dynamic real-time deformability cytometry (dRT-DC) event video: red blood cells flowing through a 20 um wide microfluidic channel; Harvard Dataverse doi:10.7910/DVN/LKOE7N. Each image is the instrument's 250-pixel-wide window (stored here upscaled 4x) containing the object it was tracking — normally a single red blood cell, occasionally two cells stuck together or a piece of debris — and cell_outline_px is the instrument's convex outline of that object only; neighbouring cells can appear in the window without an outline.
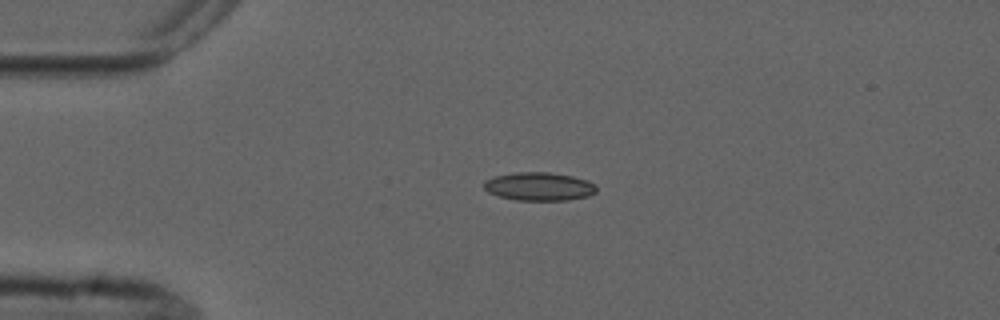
{"species": "common noctule bat (a hibernating species)", "species_latin": "Nyctalus noctula", "temperature_condition": "cold", "stored_images_in_passage": 3, "camera_frame_rate_fps": 3000, "um_per_image_px": 0.085, "animal": {"sex": "male", "forearm_length_mm": 52.5}, "frame": {"image": 1, "passage_image": 1, "time_ms": 0.0, "image_size_px": [1000, 320], "cell_outline_px": [[596, 192], [588, 196], [568, 200], [516, 200], [500, 196], [488, 192], [484, 188], [484, 180], [496, 176], [516, 172], [548, 172], [572, 176], [588, 180], [596, 188]], "centroid_in_image_um": [45.82, 15.85], "position_along_channel_um": 39.2, "area_um2": 18.44}}
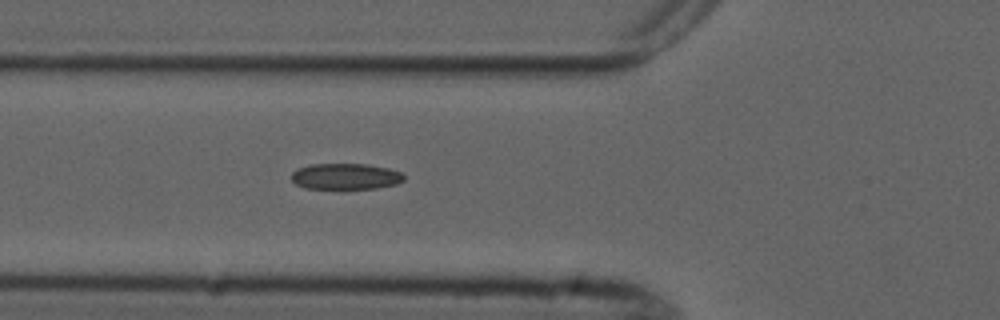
{"frame": {"image": 2, "passage_image": 3, "time_ms": 2.333, "image_size_px": [1000, 320], "cell_outline_px": [[404, 180], [396, 184], [376, 188], [304, 188], [296, 184], [292, 180], [292, 172], [296, 168], [312, 164], [368, 164], [388, 168], [400, 172], [404, 176]], "centroid_in_image_um": [29.36, 14.98], "position_along_channel_um": 96.4, "area_um2": 16.99}}